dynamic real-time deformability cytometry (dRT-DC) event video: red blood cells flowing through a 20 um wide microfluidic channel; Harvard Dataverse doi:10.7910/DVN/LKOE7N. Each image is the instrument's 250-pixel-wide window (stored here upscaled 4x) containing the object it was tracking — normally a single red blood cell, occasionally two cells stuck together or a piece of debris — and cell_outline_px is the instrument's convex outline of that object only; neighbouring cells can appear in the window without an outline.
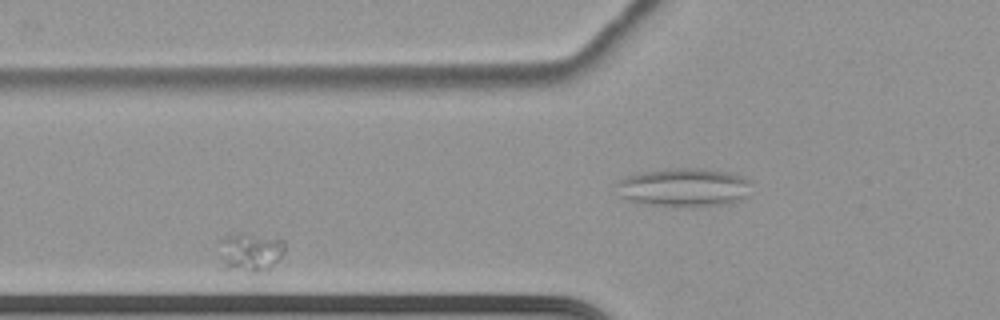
{"species": "common noctule bat (a hibernating species)", "species_latin": "Nyctalus noctula", "temperature_condition": "cold", "stored_images_in_passage": 50, "segment_of_instrument_passage": [1, 2], "camera_frame_rate_fps": 3000, "um_per_image_px": 0.085, "animal": {"sex": "female", "body_mass_g": 22.7, "forearm_length_mm": 54.2}, "frame": {"image": 1, "passage_image": 11, "time_ms": 3.333, "image_size_px": [1000, 320], "cell_outline_px": [[284, 252], [280, 260], [272, 268], [256, 272], [252, 272], [220, 268], [220, 240], [224, 236], [240, 232], [284, 240]], "centroid_in_image_um": [21.25, 21.44], "position_along_channel_um": 104.6, "area_um2": 15.2}}